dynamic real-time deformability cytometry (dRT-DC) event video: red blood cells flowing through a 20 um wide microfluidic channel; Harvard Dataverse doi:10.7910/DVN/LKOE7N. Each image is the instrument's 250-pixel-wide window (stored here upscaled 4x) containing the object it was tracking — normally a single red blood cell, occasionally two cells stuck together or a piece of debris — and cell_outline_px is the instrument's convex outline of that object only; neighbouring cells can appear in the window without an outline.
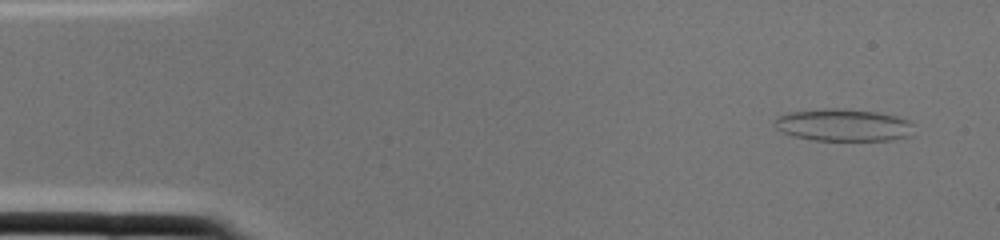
{"species": "common noctule bat (a hibernating species)", "species_latin": "Nyctalus noctula", "temperature_condition": "cold", "stored_images_in_passage": 2, "camera_frame_rate_fps": 3000, "um_per_image_px": 0.085, "animal": {"sex": "female", "body_mass_g": 22.0, "forearm_length_mm": 56.7}, "frame": {"image": 1, "passage_image": 1, "time_ms": 0.0, "image_size_px": [1000, 240], "cell_outline_px": [[916, 124], [908, 136], [892, 140], [812, 140], [792, 136], [776, 128], [772, 124], [772, 120], [788, 112], [824, 108], [836, 108], [876, 112], [896, 116], [908, 120]], "centroid_in_image_um": [71.66, 10.63], "position_along_channel_um": 13.3, "area_um2": 26.3}}
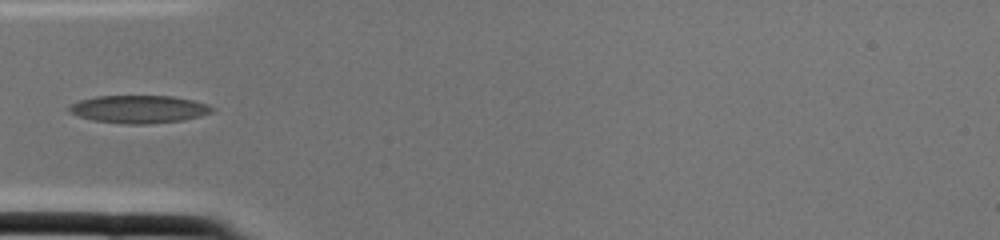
{"frame": {"image": 2, "passage_image": 2, "time_ms": 0.333, "image_size_px": [1000, 240], "cell_outline_px": [[216, 108], [212, 112], [200, 116], [184, 120], [148, 124], [124, 124], [92, 120], [68, 112], [68, 104], [80, 100], [96, 96], [172, 96], [192, 100], [208, 104]], "centroid_in_image_um": [11.8, 9.28], "position_along_channel_um": 73.2, "area_um2": 23.29}}